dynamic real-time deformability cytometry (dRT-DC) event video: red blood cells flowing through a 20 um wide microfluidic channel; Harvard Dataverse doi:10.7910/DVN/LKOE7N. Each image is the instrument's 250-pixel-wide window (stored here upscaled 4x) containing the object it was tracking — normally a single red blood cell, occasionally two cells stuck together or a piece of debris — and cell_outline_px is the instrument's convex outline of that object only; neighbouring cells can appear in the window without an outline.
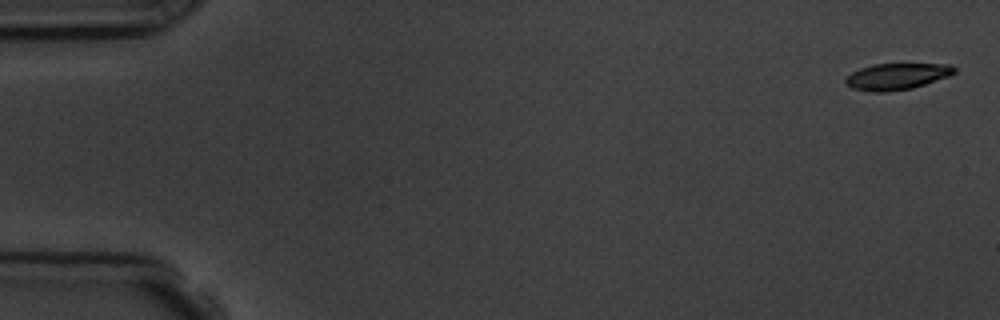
{"species": "common noctule bat (a hibernating species)", "species_latin": "Nyctalus noctula", "temperature_condition": "room temperature", "stored_images_in_passage": 5, "camera_frame_rate_fps": 3000, "um_per_image_px": 0.085, "animal": {"sex": "male", "body_mass_g": 19.5, "forearm_length_mm": 54.6}, "frame": {"image": 1, "passage_image": 1, "time_ms": 0.0, "image_size_px": [1000, 320], "cell_outline_px": [[956, 72], [948, 76], [912, 88], [884, 92], [868, 92], [852, 88], [844, 80], [852, 72], [860, 68], [872, 64], [948, 64], [956, 68]], "centroid_in_image_um": [76.21, 6.49], "position_along_channel_um": 8.8, "area_um2": 16.59}}